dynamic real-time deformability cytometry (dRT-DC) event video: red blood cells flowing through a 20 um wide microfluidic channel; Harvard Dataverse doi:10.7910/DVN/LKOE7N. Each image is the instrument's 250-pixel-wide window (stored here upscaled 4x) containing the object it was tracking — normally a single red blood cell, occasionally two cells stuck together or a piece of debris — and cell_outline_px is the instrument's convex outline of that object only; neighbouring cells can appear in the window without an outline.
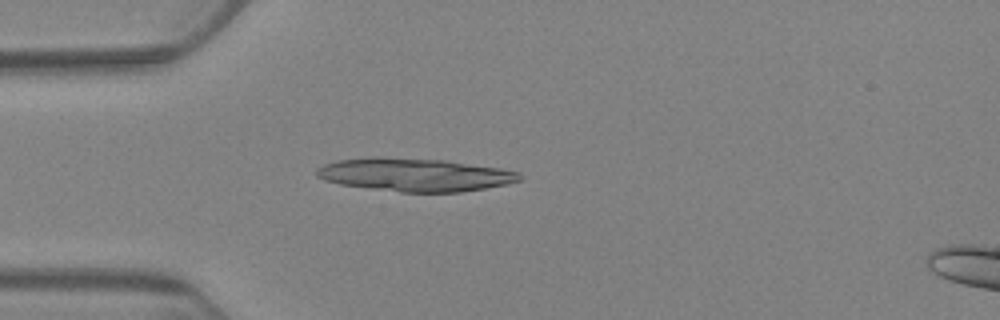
{"species": "Egyptian fruit bat (a non-hibernating species)", "species_latin": "Rousettus aegyptiacus", "temperature_condition": "warm", "stored_images_in_passage": 7, "camera_frame_rate_fps": 3000, "um_per_image_px": 0.085, "animal": {"sex": "female"}, "frame": {"image": 1, "passage_image": 5, "time_ms": 4.667, "image_size_px": [1000, 320], "cell_outline_px": [[524, 176], [520, 180], [508, 184], [460, 192], [400, 192], [340, 184], [324, 180], [316, 176], [316, 168], [324, 164], [336, 160], [372, 156], [444, 160], [500, 168], [520, 172]], "centroid_in_image_um": [35.24, 14.84], "position_along_channel_um": 49.8, "area_um2": 39.3}}